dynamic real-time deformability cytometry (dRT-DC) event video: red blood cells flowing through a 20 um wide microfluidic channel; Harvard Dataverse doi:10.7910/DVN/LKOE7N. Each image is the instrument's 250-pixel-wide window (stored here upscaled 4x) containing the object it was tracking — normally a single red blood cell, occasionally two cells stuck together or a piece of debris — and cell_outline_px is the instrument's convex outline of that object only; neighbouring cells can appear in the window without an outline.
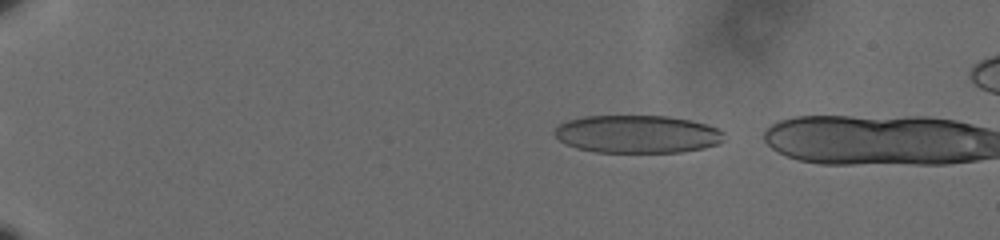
{"species": "human", "species_latin": "Homo sapiens", "temperature_condition": "cold", "stored_images_in_passage": 3, "camera_frame_rate_fps": 3000, "um_per_image_px": 0.085, "donor": {"sex": "male"}, "frame": {"image": 1, "passage_image": 1, "time_ms": 0.0, "image_size_px": [1000, 240], "cell_outline_px": [[724, 140], [720, 144], [704, 148], [680, 152], [596, 152], [576, 148], [560, 140], [552, 132], [560, 124], [568, 120], [584, 116], [668, 116], [688, 120], [704, 124], [716, 128], [724, 132]], "centroid_in_image_um": [54.18, 11.4], "position_along_channel_um": 30.8, "area_um2": 37.34}}